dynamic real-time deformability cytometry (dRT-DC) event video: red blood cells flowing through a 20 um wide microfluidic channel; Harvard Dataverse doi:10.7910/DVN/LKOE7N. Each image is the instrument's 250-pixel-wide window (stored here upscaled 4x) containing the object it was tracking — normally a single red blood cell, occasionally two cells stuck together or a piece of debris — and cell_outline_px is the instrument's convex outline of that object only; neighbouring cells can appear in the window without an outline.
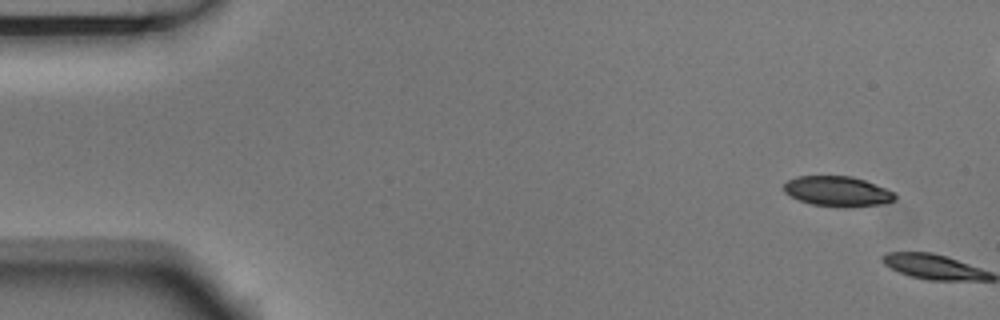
{"species": "Egyptian fruit bat (a non-hibernating species)", "species_latin": "Rousettus aegyptiacus", "temperature_condition": "room temperature", "stored_images_in_passage": 2, "camera_frame_rate_fps": 3000, "um_per_image_px": 0.085, "animal": {"sex": "male"}, "frame": {"image": 1, "passage_image": 1, "time_ms": 0.0, "image_size_px": [1000, 320], "cell_outline_px": [[896, 200], [884, 204], [812, 204], [800, 200], [784, 192], [784, 184], [788, 180], [796, 176], [852, 176], [864, 180], [896, 192]], "centroid_in_image_um": [71.19, 16.2], "position_along_channel_um": 13.8, "area_um2": 18.61}}